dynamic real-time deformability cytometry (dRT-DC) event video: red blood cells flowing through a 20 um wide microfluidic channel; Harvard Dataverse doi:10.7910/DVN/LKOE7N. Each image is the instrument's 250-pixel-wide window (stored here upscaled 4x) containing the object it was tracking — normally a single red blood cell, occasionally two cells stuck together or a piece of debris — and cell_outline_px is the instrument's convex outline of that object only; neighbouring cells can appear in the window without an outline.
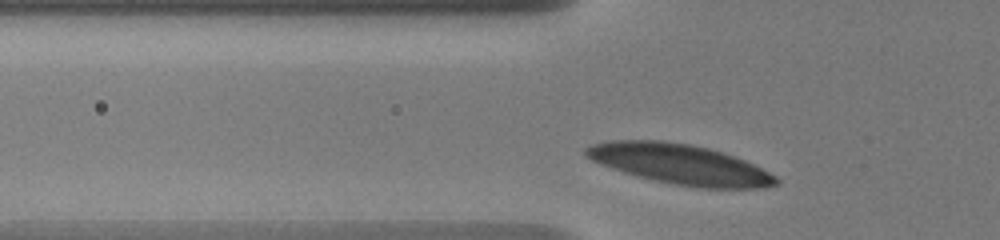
{"species": "human", "species_latin": "Homo sapiens", "temperature_condition": "warm", "stored_images_in_passage": 8, "camera_frame_rate_fps": 3000, "um_per_image_px": 0.085, "donor": {"sex": "male"}, "frame": {"image": 1, "passage_image": 4, "time_ms": 1.0, "image_size_px": [1000, 240], "cell_outline_px": [[780, 184], [764, 188], [704, 188], [676, 184], [652, 180], [624, 172], [600, 164], [584, 156], [584, 148], [588, 144], [608, 140], [660, 140], [688, 144], [708, 148], [744, 160], [776, 176], [780, 180]], "centroid_in_image_um": [57.75, 13.95], "position_along_channel_um": 68.1, "area_um2": 44.22}}
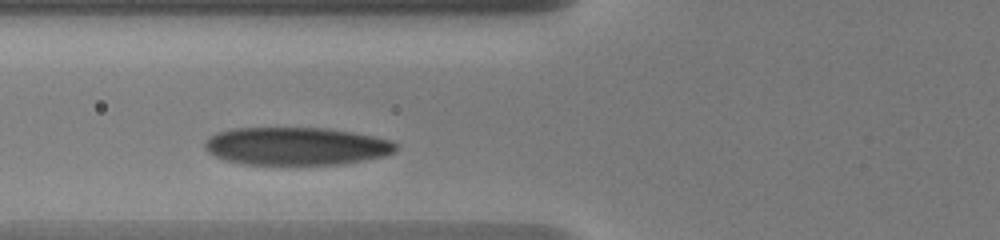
{"frame": {"image": 2, "passage_image": 7, "time_ms": 2.0, "image_size_px": [1000, 240], "cell_outline_px": [[400, 144], [396, 152], [384, 156], [364, 160], [340, 164], [240, 164], [224, 160], [208, 152], [204, 148], [204, 144], [208, 136], [216, 132], [232, 128], [328, 128], [352, 132], [392, 140]], "centroid_in_image_um": [25.18, 12.42], "position_along_channel_um": 100.6, "area_um2": 42.48}}